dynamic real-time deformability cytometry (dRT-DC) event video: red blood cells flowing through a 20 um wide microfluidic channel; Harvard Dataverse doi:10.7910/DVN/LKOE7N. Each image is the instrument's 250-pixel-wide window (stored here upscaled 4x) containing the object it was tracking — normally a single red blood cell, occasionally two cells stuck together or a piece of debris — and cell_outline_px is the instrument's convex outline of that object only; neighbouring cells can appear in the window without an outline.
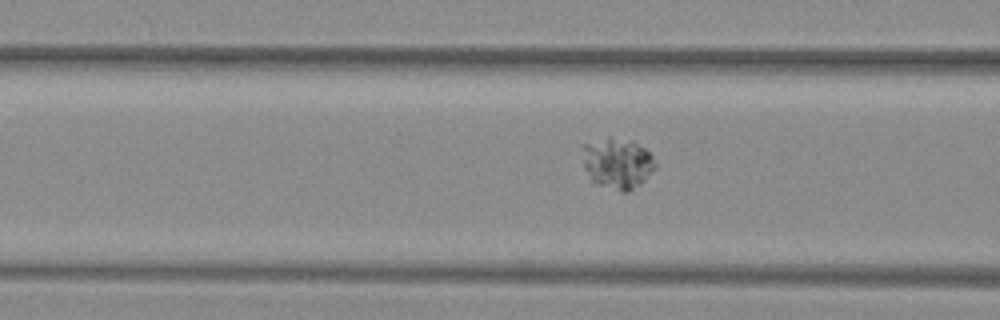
{"species": "common noctule bat (a hibernating species)", "species_latin": "Nyctalus noctula", "temperature_condition": "warm", "stored_images_in_passage": 19, "camera_frame_rate_fps": 3000, "um_per_image_px": 0.085, "animal": {"sex": "female", "body_mass_g": 29.2, "forearm_length_mm": 56.3}, "frame": {"image": 1, "passage_image": 16, "time_ms": 5.0, "image_size_px": [1000, 320], "cell_outline_px": [[656, 168], [640, 184], [628, 192], [620, 192], [596, 184], [592, 180], [584, 168], [584, 144], [608, 136], [632, 140], [644, 148], [652, 156], [656, 164]], "centroid_in_image_um": [52.49, 13.88], "position_along_channel_um": 114.1, "area_um2": 21.56}}